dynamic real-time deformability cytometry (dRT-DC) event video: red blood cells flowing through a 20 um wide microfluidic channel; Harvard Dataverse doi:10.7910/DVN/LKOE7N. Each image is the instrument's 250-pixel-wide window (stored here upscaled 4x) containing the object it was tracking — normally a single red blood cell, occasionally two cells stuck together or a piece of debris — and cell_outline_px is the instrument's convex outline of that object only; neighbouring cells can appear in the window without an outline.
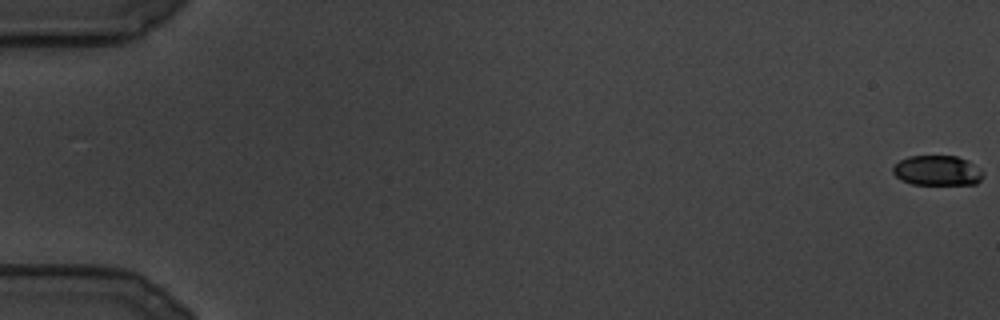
{"species": "common noctule bat (a hibernating species)", "species_latin": "Nyctalus noctula", "temperature_condition": "cold", "stored_images_in_passage": 112, "camera_frame_rate_fps": 3000, "um_per_image_px": 0.085, "animal": {"sex": "male", "body_mass_g": 19.5, "forearm_length_mm": 54.6}, "frame": {"image": 1, "passage_image": 1, "time_ms": 0.0, "image_size_px": [1000, 320], "cell_outline_px": [[984, 176], [976, 184], [912, 184], [900, 180], [892, 172], [892, 168], [900, 160], [908, 156], [956, 156], [968, 160], [984, 172]], "centroid_in_image_um": [79.67, 14.5], "position_along_channel_um": 5.3, "area_um2": 15.84}}
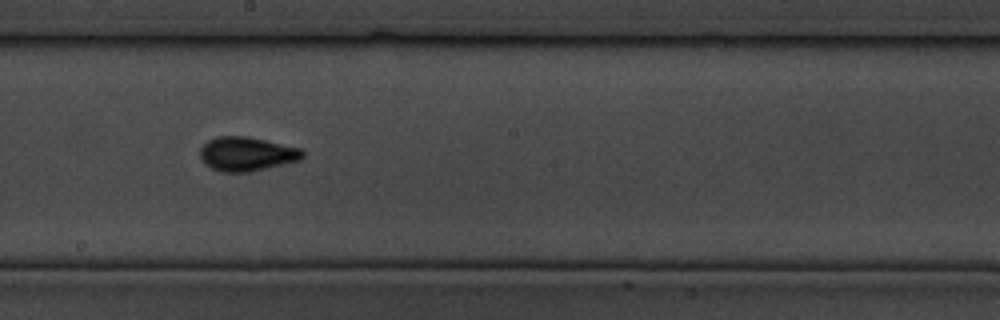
{"frame": {"image": 2, "passage_image": 64, "time_ms": 21.0, "image_size_px": [1000, 320], "cell_outline_px": [[304, 156], [300, 160], [248, 172], [220, 172], [204, 164], [200, 156], [200, 148], [208, 140], [216, 136], [248, 136], [300, 148], [304, 152]], "centroid_in_image_um": [20.94, 13.08], "position_along_channel_um": 227.3, "area_um2": 20.35}}
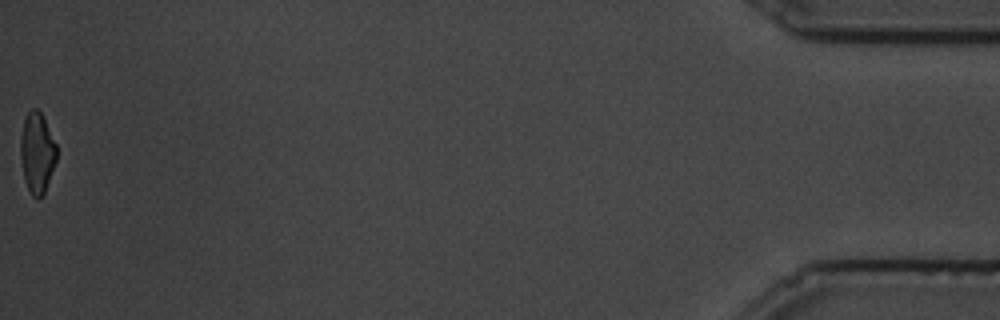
{"frame": {"image": 3, "passage_image": 112, "time_ms": 37.0, "image_size_px": [1000, 320], "cell_outline_px": [[56, 160], [44, 192], [40, 200], [36, 200], [32, 196], [24, 180], [20, 156], [20, 136], [24, 120], [28, 112], [32, 108], [36, 108], [40, 112], [56, 144]], "centroid_in_image_um": [3.13, 13.01], "position_along_channel_um": 432.1, "area_um2": 16.82}}